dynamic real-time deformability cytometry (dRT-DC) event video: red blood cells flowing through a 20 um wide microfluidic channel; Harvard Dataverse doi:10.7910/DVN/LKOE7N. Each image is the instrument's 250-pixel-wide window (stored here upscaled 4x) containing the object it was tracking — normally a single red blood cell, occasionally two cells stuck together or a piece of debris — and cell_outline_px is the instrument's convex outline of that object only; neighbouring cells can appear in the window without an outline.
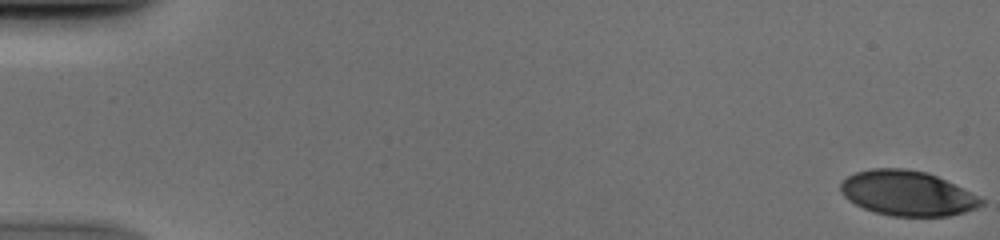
{"species": "human", "species_latin": "Homo sapiens", "temperature_condition": "cold", "stored_images_in_passage": 14, "camera_frame_rate_fps": 3000, "um_per_image_px": 0.085, "donor": {"sex": "male"}, "frame": {"image": 1, "passage_image": 1, "time_ms": 0.0, "image_size_px": [1000, 240], "cell_outline_px": [[984, 204], [976, 208], [964, 212], [948, 216], [892, 216], [876, 212], [864, 208], [848, 200], [840, 192], [840, 184], [848, 176], [856, 172], [872, 168], [904, 168], [928, 172], [984, 200]], "centroid_in_image_um": [77.08, 16.42], "position_along_channel_um": 7.9, "area_um2": 36.41}}